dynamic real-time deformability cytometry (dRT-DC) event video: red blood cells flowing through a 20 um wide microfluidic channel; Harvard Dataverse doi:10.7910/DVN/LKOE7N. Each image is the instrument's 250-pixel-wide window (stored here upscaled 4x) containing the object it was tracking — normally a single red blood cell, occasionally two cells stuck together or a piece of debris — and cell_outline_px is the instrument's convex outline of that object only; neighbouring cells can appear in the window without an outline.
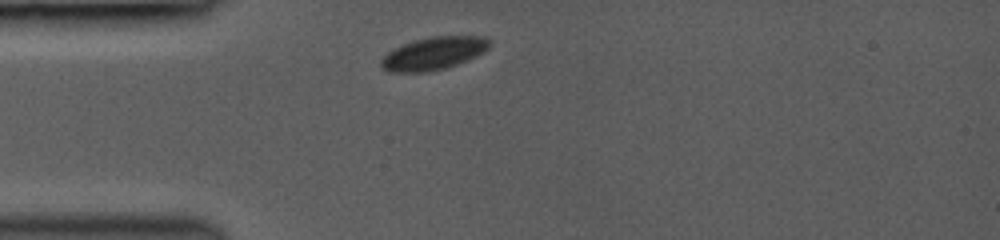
{"species": "common noctule bat (a hibernating species)", "species_latin": "Nyctalus noctula", "temperature_condition": "room temperature", "stored_images_in_passage": 1, "camera_frame_rate_fps": 3000, "um_per_image_px": 0.085, "animal": {"sex": "female", "body_mass_g": 19.0, "forearm_length_mm": 53.3}, "frame": {"image": 1, "passage_image": 1, "time_ms": 0.0, "image_size_px": [1000, 240], "cell_outline_px": [[492, 44], [484, 52], [476, 56], [456, 64], [444, 68], [424, 72], [388, 72], [380, 64], [380, 60], [388, 52], [404, 44], [416, 40], [432, 36], [484, 36]], "centroid_in_image_um": [36.87, 4.53], "position_along_channel_um": 48.1, "area_um2": 20.4}}